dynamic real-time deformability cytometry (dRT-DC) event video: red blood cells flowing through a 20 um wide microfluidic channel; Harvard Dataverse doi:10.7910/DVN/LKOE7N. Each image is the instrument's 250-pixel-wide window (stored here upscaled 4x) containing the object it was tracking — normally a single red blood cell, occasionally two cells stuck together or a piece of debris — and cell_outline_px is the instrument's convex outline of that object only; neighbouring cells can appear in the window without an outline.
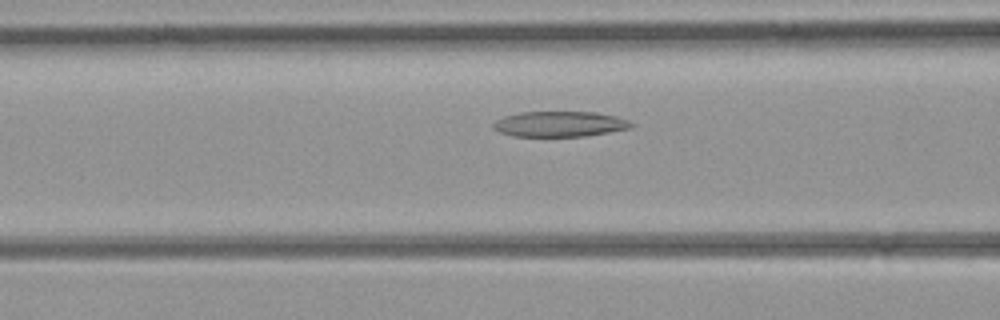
{"species": "common noctule bat (a hibernating species)", "species_latin": "Nyctalus noctula", "temperature_condition": "room temperature", "stored_images_in_passage": 41, "camera_frame_rate_fps": 3000, "um_per_image_px": 0.085, "animal": {"sex": "female", "body_mass_g": 21.9}, "frame": {"image": 1, "passage_image": 15, "time_ms": 4.667, "image_size_px": [1000, 320], "cell_outline_px": [[636, 124], [632, 128], [584, 136], [512, 136], [500, 132], [492, 128], [492, 124], [496, 120], [504, 116], [520, 112], [596, 112], [616, 116], [628, 120]], "centroid_in_image_um": [47.58, 10.54], "position_along_channel_um": 119.0, "area_um2": 20.52}}
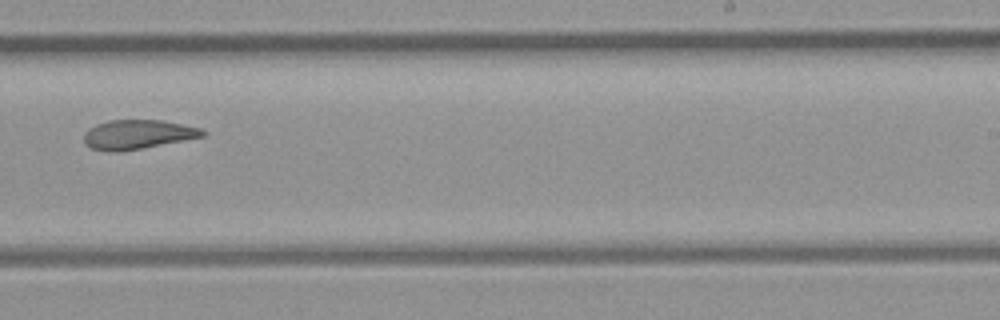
{"frame": {"image": 2, "passage_image": 25, "time_ms": 8.0, "image_size_px": [1000, 320], "cell_outline_px": [[208, 132], [204, 136], [184, 140], [140, 148], [116, 152], [108, 152], [92, 148], [84, 144], [84, 132], [88, 128], [96, 124], [108, 120], [164, 120], [200, 128]], "centroid_in_image_um": [11.67, 11.42], "position_along_channel_um": 277.3, "area_um2": 20.23}}
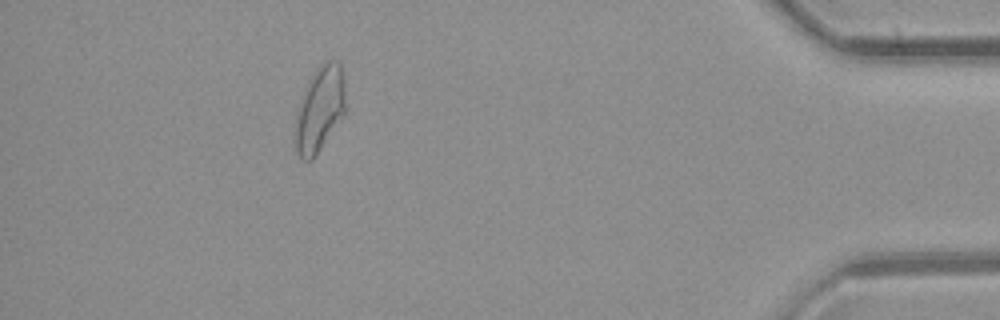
{"frame": {"image": 3, "passage_image": 37, "time_ms": 12.0, "image_size_px": [1000, 320], "cell_outline_px": [[344, 112], [312, 160], [304, 160], [296, 152], [292, 140], [296, 120], [304, 88], [308, 80], [316, 68], [324, 60], [336, 60], [340, 64], [344, 84]], "centroid_in_image_um": [27.12, 9.26], "position_along_channel_um": 408.1, "area_um2": 24.62}}